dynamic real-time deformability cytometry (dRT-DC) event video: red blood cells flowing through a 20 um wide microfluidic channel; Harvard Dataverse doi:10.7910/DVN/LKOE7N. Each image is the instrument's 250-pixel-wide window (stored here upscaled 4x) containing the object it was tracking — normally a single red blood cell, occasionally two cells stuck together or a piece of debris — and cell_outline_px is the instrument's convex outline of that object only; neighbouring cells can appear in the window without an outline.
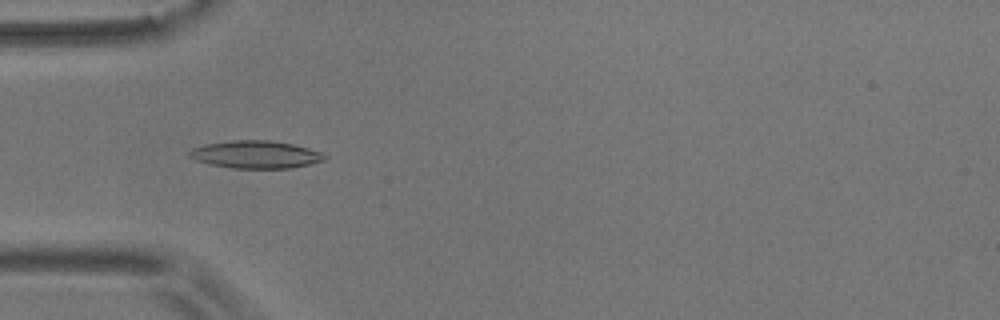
{"species": "common noctule bat (a hibernating species)", "species_latin": "Nyctalus noctula", "temperature_condition": "room temperature", "stored_images_in_passage": 40, "camera_frame_rate_fps": 3000, "um_per_image_px": 0.085, "animal": {"sex": "male", "body_mass_g": 17.9}, "frame": {"image": 1, "passage_image": 2, "time_ms": 0.333, "image_size_px": [1000, 320], "cell_outline_px": [[328, 156], [324, 160], [292, 168], [232, 168], [212, 164], [196, 160], [188, 156], [188, 152], [192, 148], [204, 144], [232, 140], [268, 140], [292, 144], [308, 148], [320, 152]], "centroid_in_image_um": [21.71, 13.13], "position_along_channel_um": 63.3, "area_um2": 21.62}}
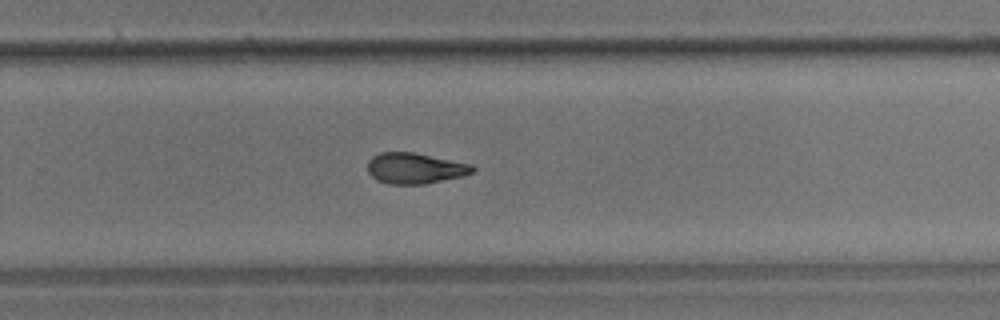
{"frame": {"image": 2, "passage_image": 21, "time_ms": 6.667, "image_size_px": [1000, 320], "cell_outline_px": [[476, 172], [464, 176], [424, 184], [388, 184], [376, 180], [368, 172], [368, 160], [372, 156], [380, 152], [412, 152], [472, 164], [476, 168]], "centroid_in_image_um": [35.29, 14.31], "position_along_channel_um": 294.5, "area_um2": 19.02}}
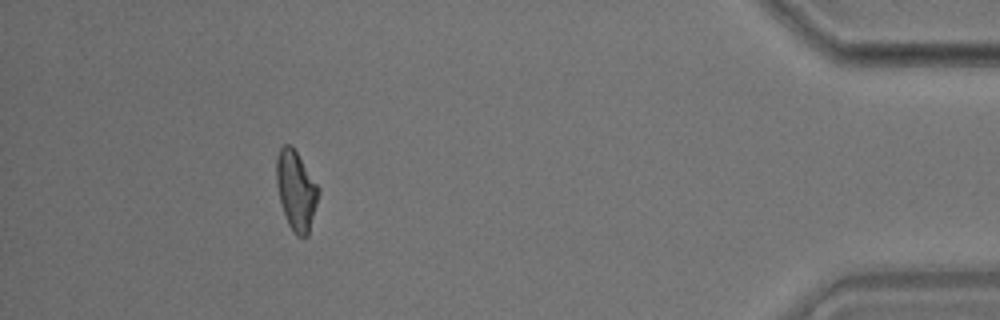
{"frame": {"image": 3, "passage_image": 35, "time_ms": 11.333, "image_size_px": [1000, 320], "cell_outline_px": [[320, 192], [308, 236], [296, 236], [292, 232], [288, 224], [280, 200], [276, 184], [276, 156], [280, 148], [284, 144], [292, 144], [320, 188]], "centroid_in_image_um": [25.17, 16.17], "position_along_channel_um": 410.0, "area_um2": 19.65}, "authors_computed_cell_mechanics": {"area_um2": 19.3052, "velocity_mm_per_s": 3.67, "shape_relaxation_time_tau1_ms": 7.2052, "shape_relaxation_time_tau2_ms": 4.5359, "deformation_change_tau1": 0.1683, "deformation_change_tau2": 0.1215}}